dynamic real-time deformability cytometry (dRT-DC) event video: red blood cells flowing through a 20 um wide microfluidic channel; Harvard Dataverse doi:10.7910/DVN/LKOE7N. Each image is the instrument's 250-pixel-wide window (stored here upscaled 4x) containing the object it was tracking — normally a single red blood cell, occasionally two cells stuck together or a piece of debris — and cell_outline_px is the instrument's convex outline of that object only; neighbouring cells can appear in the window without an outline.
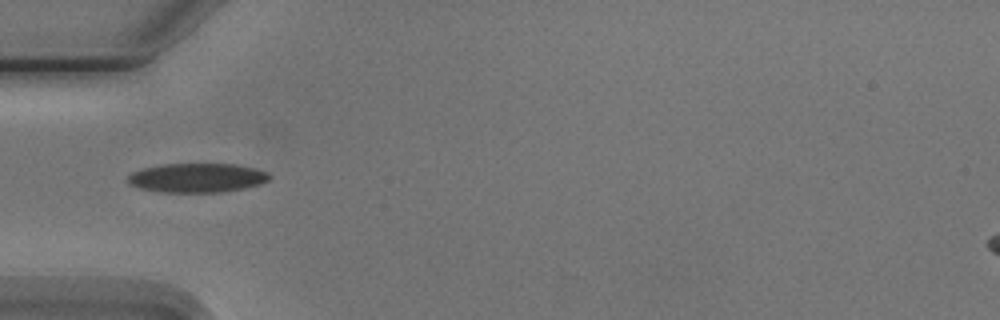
{"species": "Egyptian fruit bat (a non-hibernating species)", "species_latin": "Rousettus aegyptiacus", "temperature_condition": "cold", "stored_images_in_passage": 3, "camera_frame_rate_fps": 3000, "um_per_image_px": 0.085, "animal": {"sex": "male"}, "frame": {"image": 1, "passage_image": 1, "time_ms": 0.0, "image_size_px": [1000, 320], "cell_outline_px": [[268, 180], [260, 184], [244, 188], [224, 192], [160, 192], [140, 188], [132, 184], [128, 180], [128, 176], [132, 172], [144, 168], [164, 164], [236, 164], [268, 172]], "centroid_in_image_um": [16.75, 15.12], "position_along_channel_um": 68.2, "area_um2": 23.81}}
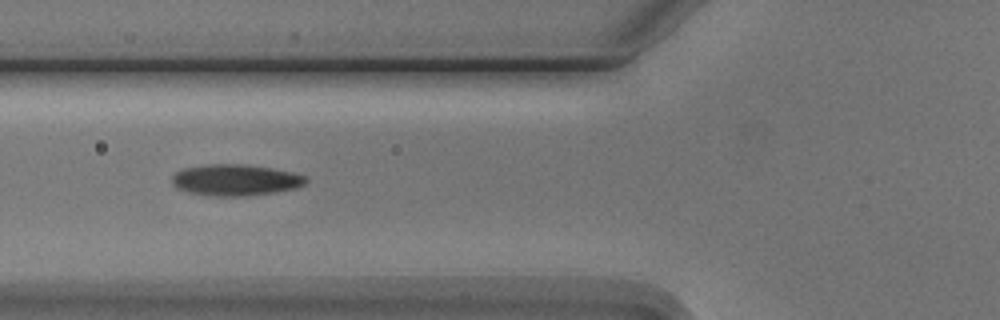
{"frame": {"image": 2, "passage_image": 2, "time_ms": 1.0, "image_size_px": [1000, 320], "cell_outline_px": [[308, 180], [304, 184], [296, 188], [276, 192], [248, 196], [208, 196], [188, 192], [176, 188], [172, 184], [172, 176], [176, 172], [184, 168], [212, 164], [240, 164], [268, 168], [292, 172], [304, 176]], "centroid_in_image_um": [19.98, 15.32], "position_along_channel_um": 105.8, "area_um2": 24.33}}
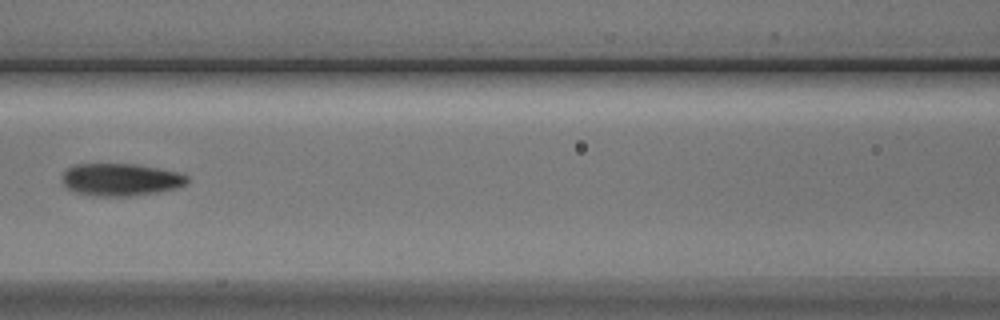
{"frame": {"image": 3, "passage_image": 3, "time_ms": 2.333, "image_size_px": [1000, 320], "cell_outline_px": [[188, 180], [184, 184], [176, 188], [156, 192], [132, 196], [96, 196], [76, 192], [68, 188], [64, 184], [64, 172], [68, 168], [76, 164], [136, 164], [160, 168], [176, 172], [188, 176]], "centroid_in_image_um": [10.27, 15.26], "position_along_channel_um": 156.3, "area_um2": 23.35}}